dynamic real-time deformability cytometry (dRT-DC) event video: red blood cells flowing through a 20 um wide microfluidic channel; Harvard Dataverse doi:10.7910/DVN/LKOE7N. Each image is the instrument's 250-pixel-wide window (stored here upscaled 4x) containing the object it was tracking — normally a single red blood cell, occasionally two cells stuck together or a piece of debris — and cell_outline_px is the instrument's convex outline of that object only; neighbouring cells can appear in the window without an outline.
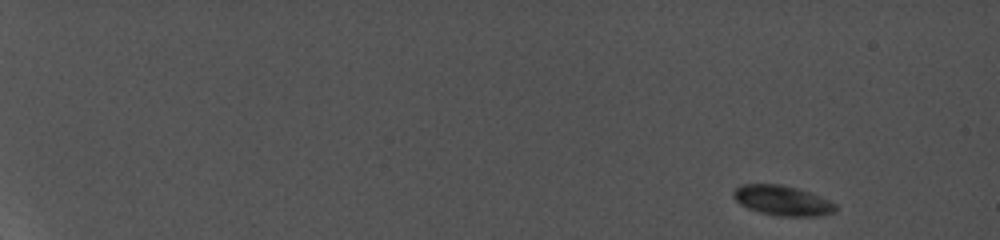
{"species": "common noctule bat (a hibernating species)", "species_latin": "Nyctalus noctula", "temperature_condition": "cold", "stored_images_in_passage": 12, "camera_frame_rate_fps": 5000, "um_per_image_px": 0.085, "animal": {"sex": "female", "body_mass_g": 19.0, "forearm_length_mm": 56.7}, "frame": {"image": 1, "passage_image": 1, "time_ms": 0.0, "image_size_px": [1000, 240], "cell_outline_px": [[836, 212], [820, 216], [776, 216], [760, 212], [748, 208], [740, 204], [732, 196], [732, 192], [736, 188], [744, 184], [780, 184], [800, 188], [820, 196], [836, 204]], "centroid_in_image_um": [66.52, 17.04], "position_along_channel_um": 18.5, "area_um2": 17.98}}
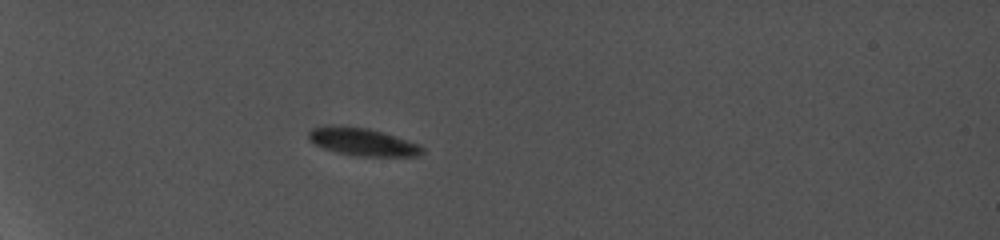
{"frame": {"image": 2, "passage_image": 7, "time_ms": 5.2, "image_size_px": [1000, 240], "cell_outline_px": [[424, 152], [420, 156], [356, 156], [336, 152], [324, 148], [308, 140], [308, 132], [312, 128], [324, 124], [328, 124], [368, 128], [420, 144], [424, 148]], "centroid_in_image_um": [30.79, 12.05], "position_along_channel_um": 54.2, "area_um2": 18.5}}
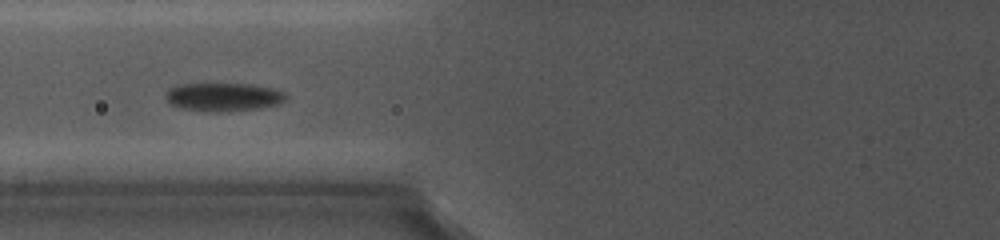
{"frame": {"image": 3, "passage_image": 10, "time_ms": 7.8, "image_size_px": [1000, 240], "cell_outline_px": [[288, 96], [280, 104], [260, 108], [216, 112], [204, 112], [180, 108], [172, 104], [164, 96], [168, 88], [176, 84], [252, 84], [272, 88], [284, 92]], "centroid_in_image_um": [18.97, 8.24], "position_along_channel_um": 106.8, "area_um2": 20.06}}